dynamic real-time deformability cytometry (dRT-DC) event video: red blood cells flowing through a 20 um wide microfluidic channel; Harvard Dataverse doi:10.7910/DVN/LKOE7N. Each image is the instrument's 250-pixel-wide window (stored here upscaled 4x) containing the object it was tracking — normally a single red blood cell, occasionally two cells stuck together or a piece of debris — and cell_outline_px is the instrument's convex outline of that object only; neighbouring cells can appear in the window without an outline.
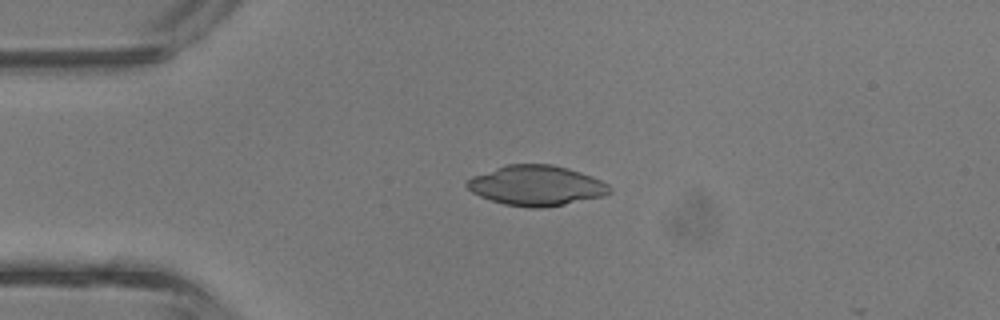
{"species": "common noctule bat (a hibernating species)", "species_latin": "Nyctalus noctula", "temperature_condition": "room temperature", "stored_images_in_passage": 11, "camera_frame_rate_fps": 3000, "um_per_image_px": 0.085, "animal": {"sex": "male", "body_mass_g": 13.3}, "frame": {"image": 1, "passage_image": 9, "time_ms": 2.667, "image_size_px": [1000, 320], "cell_outline_px": [[612, 192], [604, 196], [544, 208], [528, 208], [504, 204], [480, 196], [472, 192], [464, 184], [464, 180], [472, 176], [508, 164], [552, 164], [568, 168], [592, 176], [608, 184], [612, 188]], "centroid_in_image_um": [45.59, 15.77], "position_along_channel_um": 39.4, "area_um2": 33.47}}